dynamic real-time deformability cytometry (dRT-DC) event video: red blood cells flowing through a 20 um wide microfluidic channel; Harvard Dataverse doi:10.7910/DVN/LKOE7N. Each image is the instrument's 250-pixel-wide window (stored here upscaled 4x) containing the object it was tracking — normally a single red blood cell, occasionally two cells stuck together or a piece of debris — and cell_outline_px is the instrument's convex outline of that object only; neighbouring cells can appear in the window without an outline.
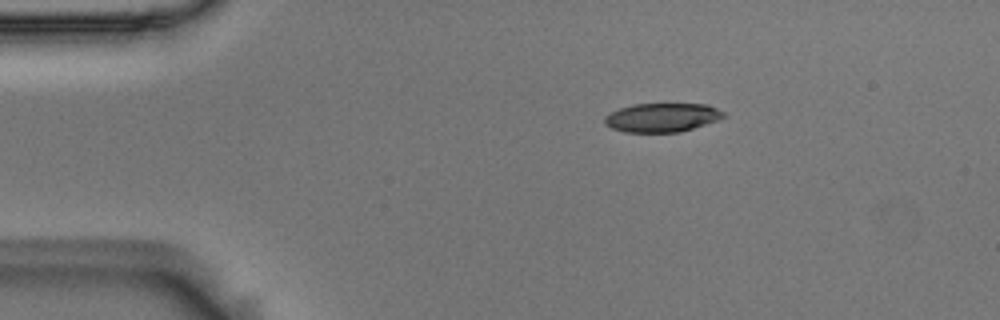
{"species": "Egyptian fruit bat (a non-hibernating species)", "species_latin": "Rousettus aegyptiacus", "temperature_condition": "room temperature", "stored_images_in_passage": 47, "camera_frame_rate_fps": 3000, "um_per_image_px": 0.085, "animal": {"sex": "male"}, "frame": {"image": 1, "passage_image": 2, "time_ms": 0.333, "image_size_px": [1000, 320], "cell_outline_px": [[728, 116], [680, 132], [624, 132], [612, 128], [604, 124], [604, 116], [620, 108], [632, 104], [708, 104], [724, 112]], "centroid_in_image_um": [56.26, 9.98], "position_along_channel_um": 28.7, "area_um2": 19.94}}
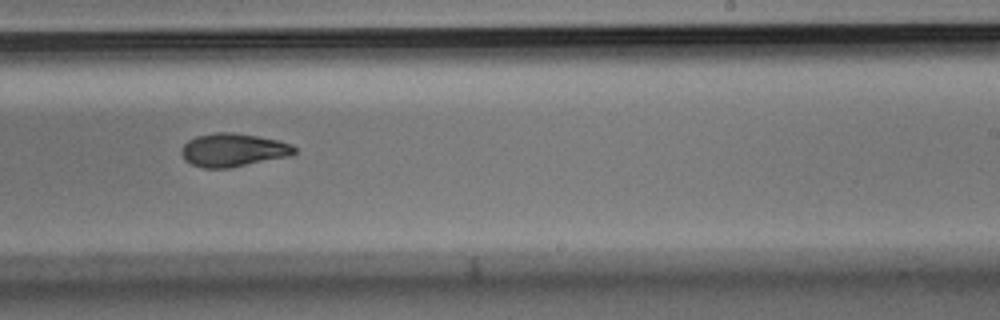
{"frame": {"image": 2, "passage_image": 26, "time_ms": 8.333, "image_size_px": [1000, 320], "cell_outline_px": [[296, 152], [288, 156], [228, 168], [204, 168], [192, 164], [184, 160], [180, 152], [184, 144], [188, 140], [196, 136], [216, 132], [232, 132], [280, 140], [292, 144], [296, 148]], "centroid_in_image_um": [19.8, 12.74], "position_along_channel_um": 269.2, "area_um2": 21.85}}
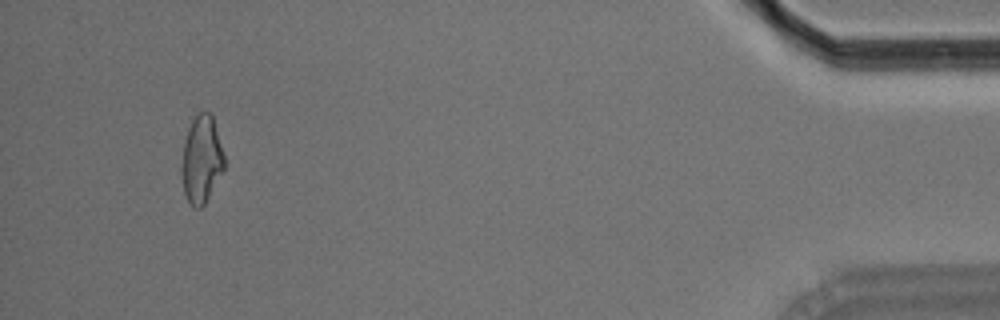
{"frame": {"image": 3, "passage_image": 44, "time_ms": 14.333, "image_size_px": [1000, 320], "cell_outline_px": [[224, 168], [204, 204], [200, 208], [196, 208], [188, 200], [184, 192], [184, 140], [188, 128], [192, 120], [200, 112], [208, 112], [212, 116], [224, 156]], "centroid_in_image_um": [17.15, 13.53], "position_along_channel_um": 418.0, "area_um2": 20.58}, "authors_computed_cell_mechanics": {"area_um2": 21.675, "velocity_mm_per_s": 3.6742, "shape_relaxation_time_tau1_ms": 6.0652, "shape_relaxation_time_tau2_ms": 3.3146, "deformation_change_tau1": 0.1632, "deformation_change_tau2": 0.0941}}